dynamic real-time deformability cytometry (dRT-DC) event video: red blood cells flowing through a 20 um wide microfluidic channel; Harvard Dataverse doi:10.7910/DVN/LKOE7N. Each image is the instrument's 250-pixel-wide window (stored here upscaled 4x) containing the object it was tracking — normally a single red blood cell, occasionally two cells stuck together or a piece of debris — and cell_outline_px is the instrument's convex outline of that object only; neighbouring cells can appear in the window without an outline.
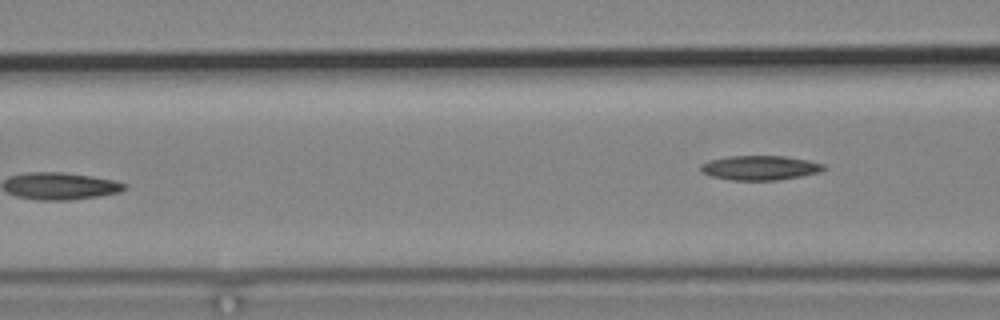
{"species": "common noctule bat (a hibernating species)", "species_latin": "Nyctalus noctula", "temperature_condition": "cold", "stored_images_in_passage": 5, "camera_frame_rate_fps": 3000, "um_per_image_px": 0.085, "animal": {"sex": "male", "body_mass_g": 19.2, "forearm_length_mm": 51.8}, "frame": {"image": 1, "passage_image": 5, "time_ms": 4.667, "image_size_px": [1000, 320], "cell_outline_px": [[828, 168], [820, 172], [800, 176], [776, 180], [732, 180], [712, 176], [700, 172], [700, 164], [708, 160], [728, 156], [784, 156], [808, 160], [824, 164]], "centroid_in_image_um": [64.58, 14.26], "position_along_channel_um": 102.0, "area_um2": 17.63}}